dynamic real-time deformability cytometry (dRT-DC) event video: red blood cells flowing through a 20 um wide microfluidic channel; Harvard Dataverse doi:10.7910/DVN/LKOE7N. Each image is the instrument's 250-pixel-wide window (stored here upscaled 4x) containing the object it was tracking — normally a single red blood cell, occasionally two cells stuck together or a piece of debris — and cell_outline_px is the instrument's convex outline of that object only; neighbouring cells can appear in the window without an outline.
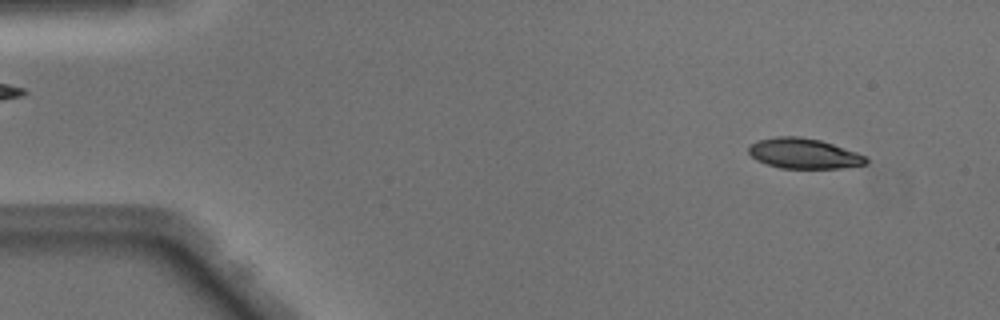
{"species": "Egyptian fruit bat (a non-hibernating species)", "species_latin": "Rousettus aegyptiacus", "temperature_condition": "warm", "stored_images_in_passage": 49, "camera_frame_rate_fps": 3000, "um_per_image_px": 0.085, "animal": {"sex": "male"}, "frame": {"image": 1, "passage_image": 4, "time_ms": 1.0, "image_size_px": [1000, 320], "cell_outline_px": [[868, 164], [840, 168], [780, 168], [756, 160], [748, 152], [748, 148], [756, 140], [776, 136], [800, 136], [820, 140], [868, 156]], "centroid_in_image_um": [68.33, 13.04], "position_along_channel_um": 16.7, "area_um2": 20.75}}
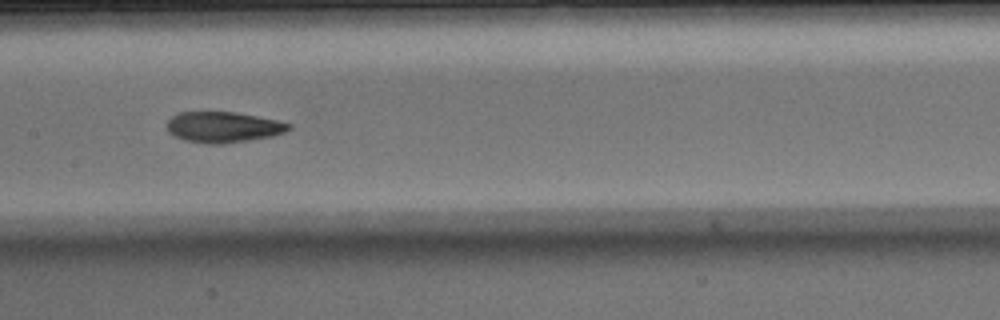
{"frame": {"image": 2, "passage_image": 24, "time_ms": 7.667, "image_size_px": [1000, 320], "cell_outline_px": [[292, 128], [284, 132], [272, 136], [224, 144], [204, 144], [184, 140], [168, 132], [168, 120], [172, 116], [180, 112], [236, 112], [276, 120], [292, 124]], "centroid_in_image_um": [18.98, 10.81], "position_along_channel_um": 188.4, "area_um2": 21.79}}
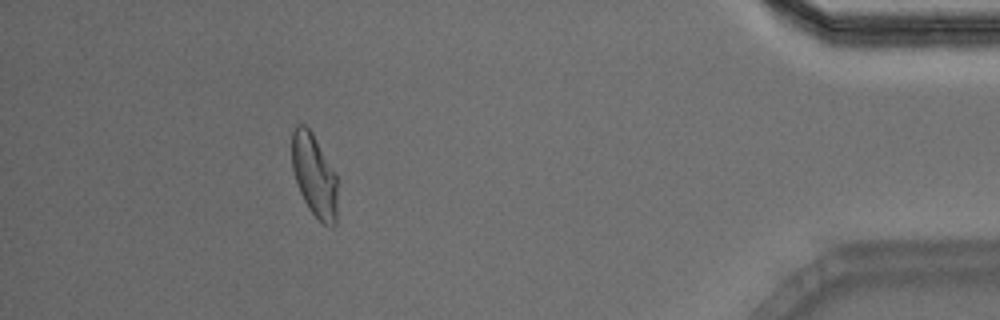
{"frame": {"image": 3, "passage_image": 44, "time_ms": 14.333, "image_size_px": [1000, 320], "cell_outline_px": [[336, 224], [332, 228], [324, 224], [308, 208], [300, 192], [292, 168], [292, 132], [296, 124], [304, 124], [312, 132], [336, 172]], "centroid_in_image_um": [26.71, 14.89], "position_along_channel_um": 408.5, "area_um2": 21.91}, "authors_computed_cell_mechanics": {"area_um2": 21.964, "velocity_mm_per_s": 4.0875, "shape_relaxation_time_tau1_ms": 6.0417, "shape_relaxation_time_tau2_ms": 2.2553, "deformation_change_tau1": 0.2073, "deformation_change_tau2": 0.0771}}